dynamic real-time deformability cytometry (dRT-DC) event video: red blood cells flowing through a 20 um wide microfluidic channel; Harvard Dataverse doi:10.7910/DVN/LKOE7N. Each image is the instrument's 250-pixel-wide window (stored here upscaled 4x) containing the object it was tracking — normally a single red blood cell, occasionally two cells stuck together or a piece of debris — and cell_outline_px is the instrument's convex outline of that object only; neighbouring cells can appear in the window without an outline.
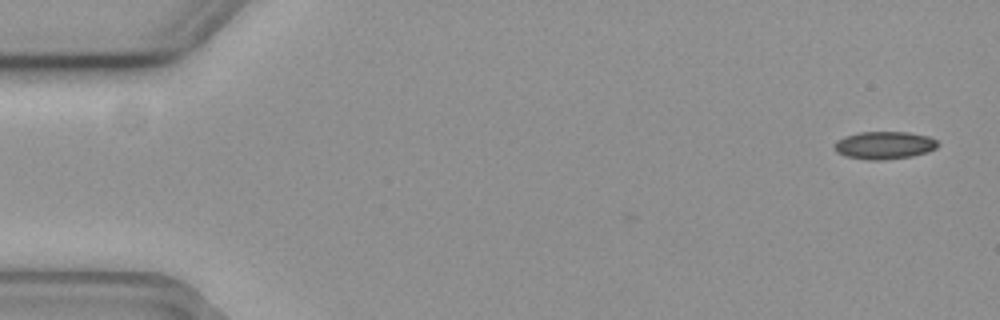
{"species": "common noctule bat (a hibernating species)", "species_latin": "Nyctalus noctula", "temperature_condition": "cold", "stored_images_in_passage": 3, "camera_frame_rate_fps": 3000, "um_per_image_px": 0.085, "animal": {"sex": "female", "body_mass_g": 19.3, "forearm_length_mm": 54.1}, "frame": {"image": 1, "passage_image": 3, "time_ms": 0.667, "image_size_px": [1000, 320], "cell_outline_px": [[940, 144], [936, 148], [928, 152], [912, 156], [884, 160], [868, 160], [844, 156], [836, 152], [836, 140], [844, 136], [860, 132], [908, 132], [928, 136], [936, 140]], "centroid_in_image_um": [75.18, 12.35], "position_along_channel_um": 9.8, "area_um2": 16.76}}